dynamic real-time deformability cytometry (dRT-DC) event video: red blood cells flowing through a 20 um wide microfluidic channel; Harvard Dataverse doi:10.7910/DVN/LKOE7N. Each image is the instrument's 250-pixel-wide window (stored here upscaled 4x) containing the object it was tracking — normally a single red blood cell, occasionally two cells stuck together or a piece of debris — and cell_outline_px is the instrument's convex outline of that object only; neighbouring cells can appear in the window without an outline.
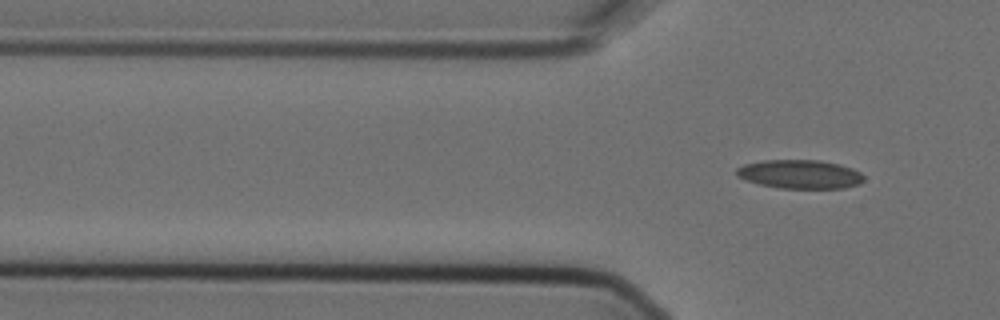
{"species": "Egyptian fruit bat (a non-hibernating species)", "species_latin": "Rousettus aegyptiacus", "temperature_condition": "cold", "stored_images_in_passage": 4, "camera_frame_rate_fps": 3000, "um_per_image_px": 0.085, "animal": {"sex": "female"}, "frame": {"image": 1, "passage_image": 4, "time_ms": 1.0, "image_size_px": [1000, 320], "cell_outline_px": [[864, 180], [856, 184], [844, 188], [780, 188], [760, 184], [736, 176], [736, 168], [744, 164], [764, 160], [820, 160], [840, 164], [852, 168], [860, 172], [864, 176]], "centroid_in_image_um": [67.99, 14.8], "position_along_channel_um": 57.8, "area_um2": 21.27}}